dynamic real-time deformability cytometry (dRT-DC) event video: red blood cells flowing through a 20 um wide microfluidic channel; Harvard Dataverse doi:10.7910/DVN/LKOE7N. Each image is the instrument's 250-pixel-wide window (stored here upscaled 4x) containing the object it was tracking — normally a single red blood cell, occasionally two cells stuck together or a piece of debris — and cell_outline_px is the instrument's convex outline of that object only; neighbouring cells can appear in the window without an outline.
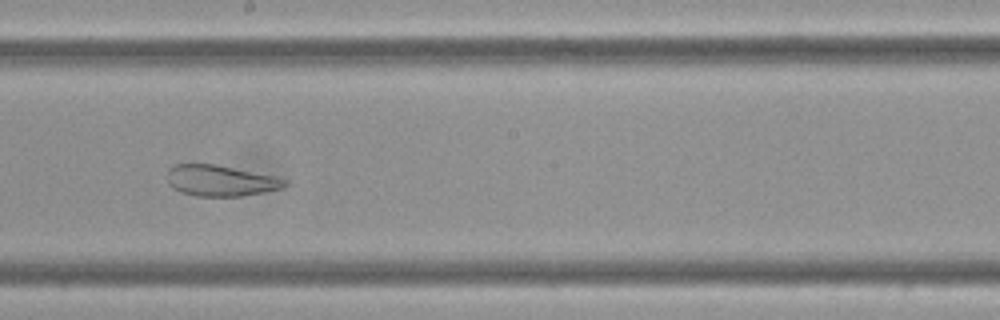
{"species": "Egyptian fruit bat (a non-hibernating species)", "species_latin": "Rousettus aegyptiacus", "temperature_condition": "cold", "stored_images_in_passage": 60, "camera_frame_rate_fps": 3000, "um_per_image_px": 0.085, "frame": {"image": 1, "passage_image": 34, "time_ms": 11.0, "image_size_px": [1000, 320], "cell_outline_px": [[288, 184], [280, 188], [264, 192], [240, 196], [196, 196], [180, 192], [172, 188], [168, 184], [168, 168], [176, 164], [216, 164], [276, 176], [288, 180]], "centroid_in_image_um": [18.74, 15.35], "position_along_channel_um": 229.5, "area_um2": 21.33}}
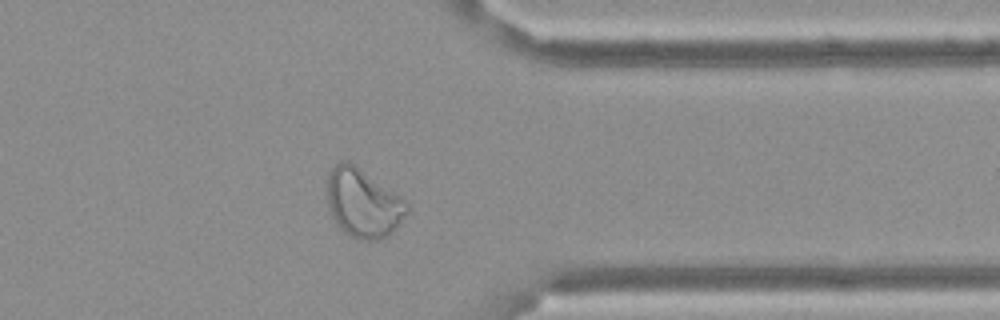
{"frame": {"image": 2, "passage_image": 48, "time_ms": 15.667, "image_size_px": [1000, 320], "cell_outline_px": [[408, 212], [396, 228], [392, 232], [376, 240], [356, 240], [344, 232], [336, 224], [332, 216], [328, 204], [328, 172], [340, 160], [348, 160], [356, 164], [404, 200], [408, 204]], "centroid_in_image_um": [30.84, 17.25], "position_along_channel_um": 380.6, "area_um2": 31.79}}